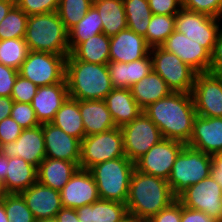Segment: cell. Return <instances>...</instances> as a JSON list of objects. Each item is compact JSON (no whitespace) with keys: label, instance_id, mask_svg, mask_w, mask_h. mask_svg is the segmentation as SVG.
<instances>
[{"label":"cell","instance_id":"1","mask_svg":"<svg viewBox=\"0 0 222 222\" xmlns=\"http://www.w3.org/2000/svg\"><path fill=\"white\" fill-rule=\"evenodd\" d=\"M143 112L159 128L163 138L185 145L189 142L197 116L191 93L171 92L149 104Z\"/></svg>","mask_w":222,"mask_h":222},{"label":"cell","instance_id":"2","mask_svg":"<svg viewBox=\"0 0 222 222\" xmlns=\"http://www.w3.org/2000/svg\"><path fill=\"white\" fill-rule=\"evenodd\" d=\"M176 199L167 180L134 169L126 200L129 215L148 221Z\"/></svg>","mask_w":222,"mask_h":222},{"label":"cell","instance_id":"3","mask_svg":"<svg viewBox=\"0 0 222 222\" xmlns=\"http://www.w3.org/2000/svg\"><path fill=\"white\" fill-rule=\"evenodd\" d=\"M65 80L68 95L75 100H104L114 89L107 64L76 60L71 54L66 58Z\"/></svg>","mask_w":222,"mask_h":222},{"label":"cell","instance_id":"4","mask_svg":"<svg viewBox=\"0 0 222 222\" xmlns=\"http://www.w3.org/2000/svg\"><path fill=\"white\" fill-rule=\"evenodd\" d=\"M25 41L30 51L69 55V34L57 12L30 15Z\"/></svg>","mask_w":222,"mask_h":222},{"label":"cell","instance_id":"5","mask_svg":"<svg viewBox=\"0 0 222 222\" xmlns=\"http://www.w3.org/2000/svg\"><path fill=\"white\" fill-rule=\"evenodd\" d=\"M135 163L126 156L94 165L89 169L96 182L100 199L126 204Z\"/></svg>","mask_w":222,"mask_h":222},{"label":"cell","instance_id":"6","mask_svg":"<svg viewBox=\"0 0 222 222\" xmlns=\"http://www.w3.org/2000/svg\"><path fill=\"white\" fill-rule=\"evenodd\" d=\"M211 155L184 145L177 155L167 180L172 193L177 197L182 191L210 176Z\"/></svg>","mask_w":222,"mask_h":222},{"label":"cell","instance_id":"7","mask_svg":"<svg viewBox=\"0 0 222 222\" xmlns=\"http://www.w3.org/2000/svg\"><path fill=\"white\" fill-rule=\"evenodd\" d=\"M124 156L122 131L115 127L81 140L79 168L89 170L96 164Z\"/></svg>","mask_w":222,"mask_h":222},{"label":"cell","instance_id":"8","mask_svg":"<svg viewBox=\"0 0 222 222\" xmlns=\"http://www.w3.org/2000/svg\"><path fill=\"white\" fill-rule=\"evenodd\" d=\"M153 70L166 82L172 92L191 93L197 72L176 54L160 46L150 49Z\"/></svg>","mask_w":222,"mask_h":222},{"label":"cell","instance_id":"9","mask_svg":"<svg viewBox=\"0 0 222 222\" xmlns=\"http://www.w3.org/2000/svg\"><path fill=\"white\" fill-rule=\"evenodd\" d=\"M67 56L29 51L19 69V75L38 87L60 83L65 79Z\"/></svg>","mask_w":222,"mask_h":222},{"label":"cell","instance_id":"10","mask_svg":"<svg viewBox=\"0 0 222 222\" xmlns=\"http://www.w3.org/2000/svg\"><path fill=\"white\" fill-rule=\"evenodd\" d=\"M222 28V19L182 8L175 15V30L201 44L210 54Z\"/></svg>","mask_w":222,"mask_h":222},{"label":"cell","instance_id":"11","mask_svg":"<svg viewBox=\"0 0 222 222\" xmlns=\"http://www.w3.org/2000/svg\"><path fill=\"white\" fill-rule=\"evenodd\" d=\"M120 129L125 156L134 163L163 139L159 128L144 112Z\"/></svg>","mask_w":222,"mask_h":222},{"label":"cell","instance_id":"12","mask_svg":"<svg viewBox=\"0 0 222 222\" xmlns=\"http://www.w3.org/2000/svg\"><path fill=\"white\" fill-rule=\"evenodd\" d=\"M222 188L210 175L187 187L177 200L185 207L202 211L218 222H222Z\"/></svg>","mask_w":222,"mask_h":222},{"label":"cell","instance_id":"13","mask_svg":"<svg viewBox=\"0 0 222 222\" xmlns=\"http://www.w3.org/2000/svg\"><path fill=\"white\" fill-rule=\"evenodd\" d=\"M191 95L198 116L222 117V74L197 73Z\"/></svg>","mask_w":222,"mask_h":222},{"label":"cell","instance_id":"14","mask_svg":"<svg viewBox=\"0 0 222 222\" xmlns=\"http://www.w3.org/2000/svg\"><path fill=\"white\" fill-rule=\"evenodd\" d=\"M184 143L163 138L135 162L141 173L168 180L173 164Z\"/></svg>","mask_w":222,"mask_h":222},{"label":"cell","instance_id":"15","mask_svg":"<svg viewBox=\"0 0 222 222\" xmlns=\"http://www.w3.org/2000/svg\"><path fill=\"white\" fill-rule=\"evenodd\" d=\"M1 154L7 158L20 157L36 168L46 158L42 125L23 129L13 142L1 145Z\"/></svg>","mask_w":222,"mask_h":222},{"label":"cell","instance_id":"16","mask_svg":"<svg viewBox=\"0 0 222 222\" xmlns=\"http://www.w3.org/2000/svg\"><path fill=\"white\" fill-rule=\"evenodd\" d=\"M160 47L176 54L197 73L209 72L210 53L201 44L189 39L184 34L174 30Z\"/></svg>","mask_w":222,"mask_h":222},{"label":"cell","instance_id":"17","mask_svg":"<svg viewBox=\"0 0 222 222\" xmlns=\"http://www.w3.org/2000/svg\"><path fill=\"white\" fill-rule=\"evenodd\" d=\"M60 197L63 207L73 209L92 204L100 199L91 172L80 168L60 190Z\"/></svg>","mask_w":222,"mask_h":222},{"label":"cell","instance_id":"18","mask_svg":"<svg viewBox=\"0 0 222 222\" xmlns=\"http://www.w3.org/2000/svg\"><path fill=\"white\" fill-rule=\"evenodd\" d=\"M20 194L37 222L54 220L56 214L63 207L60 191L46 187L39 182H36Z\"/></svg>","mask_w":222,"mask_h":222},{"label":"cell","instance_id":"19","mask_svg":"<svg viewBox=\"0 0 222 222\" xmlns=\"http://www.w3.org/2000/svg\"><path fill=\"white\" fill-rule=\"evenodd\" d=\"M45 141L46 158L66 160L79 166L81 141L66 134L52 123L41 124Z\"/></svg>","mask_w":222,"mask_h":222},{"label":"cell","instance_id":"20","mask_svg":"<svg viewBox=\"0 0 222 222\" xmlns=\"http://www.w3.org/2000/svg\"><path fill=\"white\" fill-rule=\"evenodd\" d=\"M209 155L222 151V117L196 116L186 144Z\"/></svg>","mask_w":222,"mask_h":222},{"label":"cell","instance_id":"21","mask_svg":"<svg viewBox=\"0 0 222 222\" xmlns=\"http://www.w3.org/2000/svg\"><path fill=\"white\" fill-rule=\"evenodd\" d=\"M151 47L145 38L126 28L110 37V61L129 63L144 58Z\"/></svg>","mask_w":222,"mask_h":222},{"label":"cell","instance_id":"22","mask_svg":"<svg viewBox=\"0 0 222 222\" xmlns=\"http://www.w3.org/2000/svg\"><path fill=\"white\" fill-rule=\"evenodd\" d=\"M69 97L66 80L38 87L31 105L39 124L51 123L61 105Z\"/></svg>","mask_w":222,"mask_h":222},{"label":"cell","instance_id":"23","mask_svg":"<svg viewBox=\"0 0 222 222\" xmlns=\"http://www.w3.org/2000/svg\"><path fill=\"white\" fill-rule=\"evenodd\" d=\"M107 68L113 87L126 89H130L153 70L150 53L142 59L129 63L109 61Z\"/></svg>","mask_w":222,"mask_h":222},{"label":"cell","instance_id":"24","mask_svg":"<svg viewBox=\"0 0 222 222\" xmlns=\"http://www.w3.org/2000/svg\"><path fill=\"white\" fill-rule=\"evenodd\" d=\"M6 178L0 189L3 194L21 193L37 182V168L20 157L8 158Z\"/></svg>","mask_w":222,"mask_h":222},{"label":"cell","instance_id":"25","mask_svg":"<svg viewBox=\"0 0 222 222\" xmlns=\"http://www.w3.org/2000/svg\"><path fill=\"white\" fill-rule=\"evenodd\" d=\"M104 100L116 127L131 122L143 112L130 89L114 88Z\"/></svg>","mask_w":222,"mask_h":222},{"label":"cell","instance_id":"26","mask_svg":"<svg viewBox=\"0 0 222 222\" xmlns=\"http://www.w3.org/2000/svg\"><path fill=\"white\" fill-rule=\"evenodd\" d=\"M85 137L116 127L105 100H79Z\"/></svg>","mask_w":222,"mask_h":222},{"label":"cell","instance_id":"27","mask_svg":"<svg viewBox=\"0 0 222 222\" xmlns=\"http://www.w3.org/2000/svg\"><path fill=\"white\" fill-rule=\"evenodd\" d=\"M78 169L74 162L45 158L37 167V182L60 191Z\"/></svg>","mask_w":222,"mask_h":222},{"label":"cell","instance_id":"28","mask_svg":"<svg viewBox=\"0 0 222 222\" xmlns=\"http://www.w3.org/2000/svg\"><path fill=\"white\" fill-rule=\"evenodd\" d=\"M130 90L135 101L142 109L172 92L166 82L154 70H151L148 75L133 84Z\"/></svg>","mask_w":222,"mask_h":222},{"label":"cell","instance_id":"29","mask_svg":"<svg viewBox=\"0 0 222 222\" xmlns=\"http://www.w3.org/2000/svg\"><path fill=\"white\" fill-rule=\"evenodd\" d=\"M102 19L103 33L111 37L127 28L123 0H93Z\"/></svg>","mask_w":222,"mask_h":222},{"label":"cell","instance_id":"30","mask_svg":"<svg viewBox=\"0 0 222 222\" xmlns=\"http://www.w3.org/2000/svg\"><path fill=\"white\" fill-rule=\"evenodd\" d=\"M51 123L80 141L85 137L83 120L79 110V100L68 97L55 114Z\"/></svg>","mask_w":222,"mask_h":222},{"label":"cell","instance_id":"31","mask_svg":"<svg viewBox=\"0 0 222 222\" xmlns=\"http://www.w3.org/2000/svg\"><path fill=\"white\" fill-rule=\"evenodd\" d=\"M110 37L99 33L80 43L70 54L80 61L95 64H107L109 57Z\"/></svg>","mask_w":222,"mask_h":222},{"label":"cell","instance_id":"32","mask_svg":"<svg viewBox=\"0 0 222 222\" xmlns=\"http://www.w3.org/2000/svg\"><path fill=\"white\" fill-rule=\"evenodd\" d=\"M99 33H103L102 19L97 9L92 6L86 15L68 31L70 53L80 43Z\"/></svg>","mask_w":222,"mask_h":222},{"label":"cell","instance_id":"33","mask_svg":"<svg viewBox=\"0 0 222 222\" xmlns=\"http://www.w3.org/2000/svg\"><path fill=\"white\" fill-rule=\"evenodd\" d=\"M123 4L127 28L145 37L152 16L148 0H123Z\"/></svg>","mask_w":222,"mask_h":222},{"label":"cell","instance_id":"34","mask_svg":"<svg viewBox=\"0 0 222 222\" xmlns=\"http://www.w3.org/2000/svg\"><path fill=\"white\" fill-rule=\"evenodd\" d=\"M29 51L25 38L0 40V63L19 71Z\"/></svg>","mask_w":222,"mask_h":222},{"label":"cell","instance_id":"35","mask_svg":"<svg viewBox=\"0 0 222 222\" xmlns=\"http://www.w3.org/2000/svg\"><path fill=\"white\" fill-rule=\"evenodd\" d=\"M175 30V15L152 14L144 37L152 48L160 46Z\"/></svg>","mask_w":222,"mask_h":222},{"label":"cell","instance_id":"36","mask_svg":"<svg viewBox=\"0 0 222 222\" xmlns=\"http://www.w3.org/2000/svg\"><path fill=\"white\" fill-rule=\"evenodd\" d=\"M28 17L15 4L0 23V40L25 38Z\"/></svg>","mask_w":222,"mask_h":222},{"label":"cell","instance_id":"37","mask_svg":"<svg viewBox=\"0 0 222 222\" xmlns=\"http://www.w3.org/2000/svg\"><path fill=\"white\" fill-rule=\"evenodd\" d=\"M93 6V0H59L57 13L69 31Z\"/></svg>","mask_w":222,"mask_h":222},{"label":"cell","instance_id":"38","mask_svg":"<svg viewBox=\"0 0 222 222\" xmlns=\"http://www.w3.org/2000/svg\"><path fill=\"white\" fill-rule=\"evenodd\" d=\"M127 214L122 202L98 199L93 203L94 222H121Z\"/></svg>","mask_w":222,"mask_h":222},{"label":"cell","instance_id":"39","mask_svg":"<svg viewBox=\"0 0 222 222\" xmlns=\"http://www.w3.org/2000/svg\"><path fill=\"white\" fill-rule=\"evenodd\" d=\"M4 207L9 222H37L20 193L4 194Z\"/></svg>","mask_w":222,"mask_h":222},{"label":"cell","instance_id":"40","mask_svg":"<svg viewBox=\"0 0 222 222\" xmlns=\"http://www.w3.org/2000/svg\"><path fill=\"white\" fill-rule=\"evenodd\" d=\"M182 8L222 19V0H181Z\"/></svg>","mask_w":222,"mask_h":222},{"label":"cell","instance_id":"41","mask_svg":"<svg viewBox=\"0 0 222 222\" xmlns=\"http://www.w3.org/2000/svg\"><path fill=\"white\" fill-rule=\"evenodd\" d=\"M10 117L14 119L23 129L39 126L31 103L14 102Z\"/></svg>","mask_w":222,"mask_h":222},{"label":"cell","instance_id":"42","mask_svg":"<svg viewBox=\"0 0 222 222\" xmlns=\"http://www.w3.org/2000/svg\"><path fill=\"white\" fill-rule=\"evenodd\" d=\"M15 4L28 16L57 12L59 0H16Z\"/></svg>","mask_w":222,"mask_h":222},{"label":"cell","instance_id":"43","mask_svg":"<svg viewBox=\"0 0 222 222\" xmlns=\"http://www.w3.org/2000/svg\"><path fill=\"white\" fill-rule=\"evenodd\" d=\"M37 90V85L23 78L21 75H18L12 89L11 98L14 102L31 103Z\"/></svg>","mask_w":222,"mask_h":222},{"label":"cell","instance_id":"44","mask_svg":"<svg viewBox=\"0 0 222 222\" xmlns=\"http://www.w3.org/2000/svg\"><path fill=\"white\" fill-rule=\"evenodd\" d=\"M23 128L11 117L0 121V146L15 141Z\"/></svg>","mask_w":222,"mask_h":222},{"label":"cell","instance_id":"45","mask_svg":"<svg viewBox=\"0 0 222 222\" xmlns=\"http://www.w3.org/2000/svg\"><path fill=\"white\" fill-rule=\"evenodd\" d=\"M19 71L0 63V96L11 97Z\"/></svg>","mask_w":222,"mask_h":222},{"label":"cell","instance_id":"46","mask_svg":"<svg viewBox=\"0 0 222 222\" xmlns=\"http://www.w3.org/2000/svg\"><path fill=\"white\" fill-rule=\"evenodd\" d=\"M152 14L176 15L181 9V0H148Z\"/></svg>","mask_w":222,"mask_h":222},{"label":"cell","instance_id":"47","mask_svg":"<svg viewBox=\"0 0 222 222\" xmlns=\"http://www.w3.org/2000/svg\"><path fill=\"white\" fill-rule=\"evenodd\" d=\"M148 222H181V203L176 199L158 214L153 215Z\"/></svg>","mask_w":222,"mask_h":222},{"label":"cell","instance_id":"48","mask_svg":"<svg viewBox=\"0 0 222 222\" xmlns=\"http://www.w3.org/2000/svg\"><path fill=\"white\" fill-rule=\"evenodd\" d=\"M209 72L222 74V28L210 54Z\"/></svg>","mask_w":222,"mask_h":222},{"label":"cell","instance_id":"49","mask_svg":"<svg viewBox=\"0 0 222 222\" xmlns=\"http://www.w3.org/2000/svg\"><path fill=\"white\" fill-rule=\"evenodd\" d=\"M181 222H218L202 211L187 208L181 204Z\"/></svg>","mask_w":222,"mask_h":222},{"label":"cell","instance_id":"50","mask_svg":"<svg viewBox=\"0 0 222 222\" xmlns=\"http://www.w3.org/2000/svg\"><path fill=\"white\" fill-rule=\"evenodd\" d=\"M212 166L210 175L222 188V151L211 155Z\"/></svg>","mask_w":222,"mask_h":222},{"label":"cell","instance_id":"51","mask_svg":"<svg viewBox=\"0 0 222 222\" xmlns=\"http://www.w3.org/2000/svg\"><path fill=\"white\" fill-rule=\"evenodd\" d=\"M55 222H79L76 209L62 207L56 214Z\"/></svg>","mask_w":222,"mask_h":222},{"label":"cell","instance_id":"52","mask_svg":"<svg viewBox=\"0 0 222 222\" xmlns=\"http://www.w3.org/2000/svg\"><path fill=\"white\" fill-rule=\"evenodd\" d=\"M79 222H94L93 203L76 209Z\"/></svg>","mask_w":222,"mask_h":222},{"label":"cell","instance_id":"53","mask_svg":"<svg viewBox=\"0 0 222 222\" xmlns=\"http://www.w3.org/2000/svg\"><path fill=\"white\" fill-rule=\"evenodd\" d=\"M13 103L14 101L11 97L0 96V121L10 117Z\"/></svg>","mask_w":222,"mask_h":222},{"label":"cell","instance_id":"54","mask_svg":"<svg viewBox=\"0 0 222 222\" xmlns=\"http://www.w3.org/2000/svg\"><path fill=\"white\" fill-rule=\"evenodd\" d=\"M14 5V0H0V23Z\"/></svg>","mask_w":222,"mask_h":222},{"label":"cell","instance_id":"55","mask_svg":"<svg viewBox=\"0 0 222 222\" xmlns=\"http://www.w3.org/2000/svg\"><path fill=\"white\" fill-rule=\"evenodd\" d=\"M8 165V158L4 155H0V186L3 184L6 178V169Z\"/></svg>","mask_w":222,"mask_h":222},{"label":"cell","instance_id":"56","mask_svg":"<svg viewBox=\"0 0 222 222\" xmlns=\"http://www.w3.org/2000/svg\"><path fill=\"white\" fill-rule=\"evenodd\" d=\"M0 222H9V219L6 214V210L4 207V194H2V197L0 199Z\"/></svg>","mask_w":222,"mask_h":222},{"label":"cell","instance_id":"57","mask_svg":"<svg viewBox=\"0 0 222 222\" xmlns=\"http://www.w3.org/2000/svg\"><path fill=\"white\" fill-rule=\"evenodd\" d=\"M121 222H148V221L143 218L127 214Z\"/></svg>","mask_w":222,"mask_h":222},{"label":"cell","instance_id":"58","mask_svg":"<svg viewBox=\"0 0 222 222\" xmlns=\"http://www.w3.org/2000/svg\"><path fill=\"white\" fill-rule=\"evenodd\" d=\"M39 222H55L54 220H47V221H39Z\"/></svg>","mask_w":222,"mask_h":222},{"label":"cell","instance_id":"59","mask_svg":"<svg viewBox=\"0 0 222 222\" xmlns=\"http://www.w3.org/2000/svg\"><path fill=\"white\" fill-rule=\"evenodd\" d=\"M2 194H3V193H2V191H1V189H0V199H1V197H2Z\"/></svg>","mask_w":222,"mask_h":222}]
</instances>
